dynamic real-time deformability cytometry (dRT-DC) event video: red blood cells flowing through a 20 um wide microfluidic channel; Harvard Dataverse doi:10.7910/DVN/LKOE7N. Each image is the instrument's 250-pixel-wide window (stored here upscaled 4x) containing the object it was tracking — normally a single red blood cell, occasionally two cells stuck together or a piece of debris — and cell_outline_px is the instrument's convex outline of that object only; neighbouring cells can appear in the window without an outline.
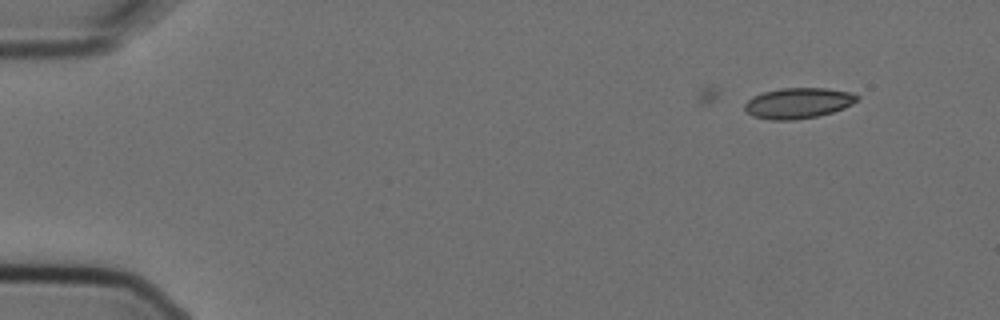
{"species": "Egyptian fruit bat (a non-hibernating species)", "species_latin": "Rousettus aegyptiacus", "temperature_condition": "cold", "stored_images_in_passage": 4, "camera_frame_rate_fps": 3000, "um_per_image_px": 0.085, "animal": {"sex": "female"}, "frame": {"image": 1, "passage_image": 1, "time_ms": 0.0, "image_size_px": [1000, 320], "cell_outline_px": [[860, 100], [844, 108], [832, 112], [816, 116], [792, 120], [768, 120], [752, 116], [744, 108], [744, 104], [752, 96], [764, 92], [780, 88], [828, 88], [848, 92], [860, 96]], "centroid_in_image_um": [67.84, 8.76], "position_along_channel_um": 17.2, "area_um2": 20.11}}
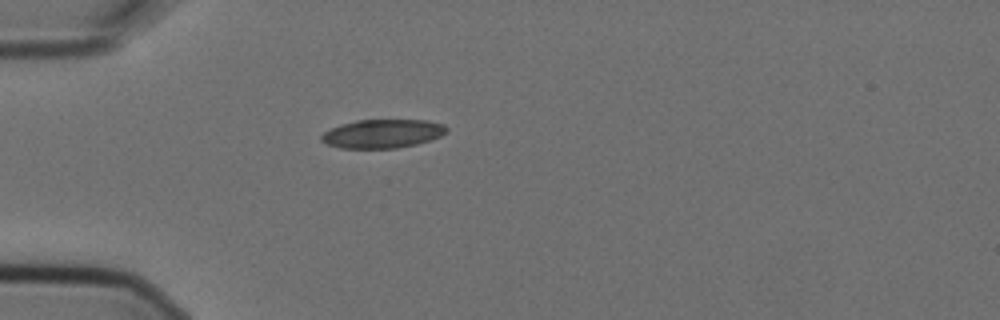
{"frame": {"image": 2, "passage_image": 4, "time_ms": 1.0, "image_size_px": [1000, 320], "cell_outline_px": [[448, 132], [440, 136], [416, 144], [396, 148], [340, 148], [328, 144], [320, 140], [320, 136], [324, 132], [332, 128], [356, 120], [428, 120], [444, 124], [448, 128]], "centroid_in_image_um": [32.54, 11.36], "position_along_channel_um": 52.5, "area_um2": 20.81}}